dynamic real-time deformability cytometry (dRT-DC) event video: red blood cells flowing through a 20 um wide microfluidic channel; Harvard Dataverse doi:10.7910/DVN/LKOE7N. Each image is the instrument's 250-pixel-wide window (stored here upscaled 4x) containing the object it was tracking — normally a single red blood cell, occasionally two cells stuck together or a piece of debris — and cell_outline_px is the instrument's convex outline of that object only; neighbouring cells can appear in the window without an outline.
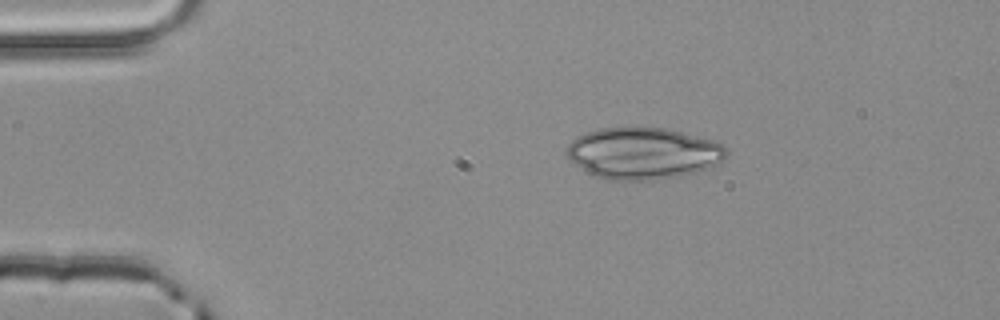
{"species": "common noctule bat (a hibernating species)", "species_latin": "Nyctalus noctula", "temperature_condition": "room temperature", "stored_images_in_passage": 2, "camera_frame_rate_fps": 3000, "um_per_image_px": 0.085, "animal": {"sex": "male", "body_mass_g": 20.4}, "frame": {"image": 1, "passage_image": 1, "time_ms": 0.0, "image_size_px": [1000, 320], "cell_outline_px": [[724, 160], [708, 168], [696, 172], [680, 176], [648, 180], [604, 180], [588, 172], [568, 160], [564, 152], [568, 144], [576, 136], [600, 128], [628, 124], [640, 124], [668, 128], [712, 140], [720, 144], [724, 148]], "centroid_in_image_um": [54.59, 12.98], "position_along_channel_um": 30.4, "area_um2": 49.01}}